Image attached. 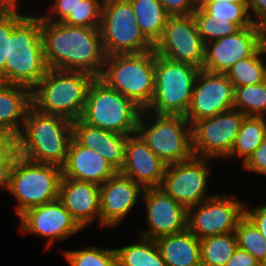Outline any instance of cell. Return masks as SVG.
<instances>
[{
	"mask_svg": "<svg viewBox=\"0 0 266 266\" xmlns=\"http://www.w3.org/2000/svg\"><path fill=\"white\" fill-rule=\"evenodd\" d=\"M257 33H258V51L260 55L263 56L266 55V30H257Z\"/></svg>",
	"mask_w": 266,
	"mask_h": 266,
	"instance_id": "obj_46",
	"label": "cell"
},
{
	"mask_svg": "<svg viewBox=\"0 0 266 266\" xmlns=\"http://www.w3.org/2000/svg\"><path fill=\"white\" fill-rule=\"evenodd\" d=\"M245 115L231 109L215 116L202 118L191 125L193 156L227 158Z\"/></svg>",
	"mask_w": 266,
	"mask_h": 266,
	"instance_id": "obj_12",
	"label": "cell"
},
{
	"mask_svg": "<svg viewBox=\"0 0 266 266\" xmlns=\"http://www.w3.org/2000/svg\"><path fill=\"white\" fill-rule=\"evenodd\" d=\"M17 8H0V82L4 83V68L8 56L9 36L14 27L26 16Z\"/></svg>",
	"mask_w": 266,
	"mask_h": 266,
	"instance_id": "obj_35",
	"label": "cell"
},
{
	"mask_svg": "<svg viewBox=\"0 0 266 266\" xmlns=\"http://www.w3.org/2000/svg\"><path fill=\"white\" fill-rule=\"evenodd\" d=\"M257 30H266V15L263 16L257 23Z\"/></svg>",
	"mask_w": 266,
	"mask_h": 266,
	"instance_id": "obj_49",
	"label": "cell"
},
{
	"mask_svg": "<svg viewBox=\"0 0 266 266\" xmlns=\"http://www.w3.org/2000/svg\"><path fill=\"white\" fill-rule=\"evenodd\" d=\"M248 6L250 17L255 24L266 15V0H248Z\"/></svg>",
	"mask_w": 266,
	"mask_h": 266,
	"instance_id": "obj_44",
	"label": "cell"
},
{
	"mask_svg": "<svg viewBox=\"0 0 266 266\" xmlns=\"http://www.w3.org/2000/svg\"><path fill=\"white\" fill-rule=\"evenodd\" d=\"M44 56L41 17L27 14L9 36L4 83L33 89L48 70Z\"/></svg>",
	"mask_w": 266,
	"mask_h": 266,
	"instance_id": "obj_3",
	"label": "cell"
},
{
	"mask_svg": "<svg viewBox=\"0 0 266 266\" xmlns=\"http://www.w3.org/2000/svg\"><path fill=\"white\" fill-rule=\"evenodd\" d=\"M144 36L155 45L161 38L169 15L159 0H129Z\"/></svg>",
	"mask_w": 266,
	"mask_h": 266,
	"instance_id": "obj_26",
	"label": "cell"
},
{
	"mask_svg": "<svg viewBox=\"0 0 266 266\" xmlns=\"http://www.w3.org/2000/svg\"><path fill=\"white\" fill-rule=\"evenodd\" d=\"M209 198L188 208L187 229L198 239L235 232L245 204L227 194Z\"/></svg>",
	"mask_w": 266,
	"mask_h": 266,
	"instance_id": "obj_11",
	"label": "cell"
},
{
	"mask_svg": "<svg viewBox=\"0 0 266 266\" xmlns=\"http://www.w3.org/2000/svg\"><path fill=\"white\" fill-rule=\"evenodd\" d=\"M143 192L140 184L117 171L100 185V226H118Z\"/></svg>",
	"mask_w": 266,
	"mask_h": 266,
	"instance_id": "obj_19",
	"label": "cell"
},
{
	"mask_svg": "<svg viewBox=\"0 0 266 266\" xmlns=\"http://www.w3.org/2000/svg\"><path fill=\"white\" fill-rule=\"evenodd\" d=\"M71 266H117L116 250L96 246L62 252Z\"/></svg>",
	"mask_w": 266,
	"mask_h": 266,
	"instance_id": "obj_34",
	"label": "cell"
},
{
	"mask_svg": "<svg viewBox=\"0 0 266 266\" xmlns=\"http://www.w3.org/2000/svg\"><path fill=\"white\" fill-rule=\"evenodd\" d=\"M237 248L235 232L203 238L200 240L201 266H225Z\"/></svg>",
	"mask_w": 266,
	"mask_h": 266,
	"instance_id": "obj_29",
	"label": "cell"
},
{
	"mask_svg": "<svg viewBox=\"0 0 266 266\" xmlns=\"http://www.w3.org/2000/svg\"><path fill=\"white\" fill-rule=\"evenodd\" d=\"M140 238V242L115 248L117 266H167L155 240Z\"/></svg>",
	"mask_w": 266,
	"mask_h": 266,
	"instance_id": "obj_28",
	"label": "cell"
},
{
	"mask_svg": "<svg viewBox=\"0 0 266 266\" xmlns=\"http://www.w3.org/2000/svg\"><path fill=\"white\" fill-rule=\"evenodd\" d=\"M41 33L49 69L81 71L99 78L106 60L99 28L41 20Z\"/></svg>",
	"mask_w": 266,
	"mask_h": 266,
	"instance_id": "obj_1",
	"label": "cell"
},
{
	"mask_svg": "<svg viewBox=\"0 0 266 266\" xmlns=\"http://www.w3.org/2000/svg\"><path fill=\"white\" fill-rule=\"evenodd\" d=\"M73 138L89 149L96 150L116 171H120L125 158L127 135L116 134L84 123L73 122Z\"/></svg>",
	"mask_w": 266,
	"mask_h": 266,
	"instance_id": "obj_23",
	"label": "cell"
},
{
	"mask_svg": "<svg viewBox=\"0 0 266 266\" xmlns=\"http://www.w3.org/2000/svg\"><path fill=\"white\" fill-rule=\"evenodd\" d=\"M99 79L145 110L155 91V51L106 56Z\"/></svg>",
	"mask_w": 266,
	"mask_h": 266,
	"instance_id": "obj_5",
	"label": "cell"
},
{
	"mask_svg": "<svg viewBox=\"0 0 266 266\" xmlns=\"http://www.w3.org/2000/svg\"><path fill=\"white\" fill-rule=\"evenodd\" d=\"M18 0H0V8H18Z\"/></svg>",
	"mask_w": 266,
	"mask_h": 266,
	"instance_id": "obj_48",
	"label": "cell"
},
{
	"mask_svg": "<svg viewBox=\"0 0 266 266\" xmlns=\"http://www.w3.org/2000/svg\"><path fill=\"white\" fill-rule=\"evenodd\" d=\"M99 30L106 56L154 50L137 24L129 0H103Z\"/></svg>",
	"mask_w": 266,
	"mask_h": 266,
	"instance_id": "obj_10",
	"label": "cell"
},
{
	"mask_svg": "<svg viewBox=\"0 0 266 266\" xmlns=\"http://www.w3.org/2000/svg\"><path fill=\"white\" fill-rule=\"evenodd\" d=\"M206 44L202 40L193 14L169 16L161 38L154 45L157 55L202 69Z\"/></svg>",
	"mask_w": 266,
	"mask_h": 266,
	"instance_id": "obj_13",
	"label": "cell"
},
{
	"mask_svg": "<svg viewBox=\"0 0 266 266\" xmlns=\"http://www.w3.org/2000/svg\"><path fill=\"white\" fill-rule=\"evenodd\" d=\"M61 177V167L33 162L18 155L11 169L8 189L18 202L17 216L31 207L58 199Z\"/></svg>",
	"mask_w": 266,
	"mask_h": 266,
	"instance_id": "obj_9",
	"label": "cell"
},
{
	"mask_svg": "<svg viewBox=\"0 0 266 266\" xmlns=\"http://www.w3.org/2000/svg\"><path fill=\"white\" fill-rule=\"evenodd\" d=\"M18 156V136L0 130V163H14Z\"/></svg>",
	"mask_w": 266,
	"mask_h": 266,
	"instance_id": "obj_39",
	"label": "cell"
},
{
	"mask_svg": "<svg viewBox=\"0 0 266 266\" xmlns=\"http://www.w3.org/2000/svg\"><path fill=\"white\" fill-rule=\"evenodd\" d=\"M169 16H187L198 7V0H159Z\"/></svg>",
	"mask_w": 266,
	"mask_h": 266,
	"instance_id": "obj_40",
	"label": "cell"
},
{
	"mask_svg": "<svg viewBox=\"0 0 266 266\" xmlns=\"http://www.w3.org/2000/svg\"><path fill=\"white\" fill-rule=\"evenodd\" d=\"M199 71L194 65L175 62L155 53V91L145 111L185 116Z\"/></svg>",
	"mask_w": 266,
	"mask_h": 266,
	"instance_id": "obj_7",
	"label": "cell"
},
{
	"mask_svg": "<svg viewBox=\"0 0 266 266\" xmlns=\"http://www.w3.org/2000/svg\"><path fill=\"white\" fill-rule=\"evenodd\" d=\"M73 139V122L31 106L18 135V155L37 163L65 165Z\"/></svg>",
	"mask_w": 266,
	"mask_h": 266,
	"instance_id": "obj_2",
	"label": "cell"
},
{
	"mask_svg": "<svg viewBox=\"0 0 266 266\" xmlns=\"http://www.w3.org/2000/svg\"><path fill=\"white\" fill-rule=\"evenodd\" d=\"M258 50L257 25L244 27L235 34L206 43L202 69L226 73L239 60L251 57Z\"/></svg>",
	"mask_w": 266,
	"mask_h": 266,
	"instance_id": "obj_18",
	"label": "cell"
},
{
	"mask_svg": "<svg viewBox=\"0 0 266 266\" xmlns=\"http://www.w3.org/2000/svg\"><path fill=\"white\" fill-rule=\"evenodd\" d=\"M248 3V0H198V3Z\"/></svg>",
	"mask_w": 266,
	"mask_h": 266,
	"instance_id": "obj_47",
	"label": "cell"
},
{
	"mask_svg": "<svg viewBox=\"0 0 266 266\" xmlns=\"http://www.w3.org/2000/svg\"><path fill=\"white\" fill-rule=\"evenodd\" d=\"M58 199L83 229L94 222V219H98L100 223V186L98 184L62 176Z\"/></svg>",
	"mask_w": 266,
	"mask_h": 266,
	"instance_id": "obj_21",
	"label": "cell"
},
{
	"mask_svg": "<svg viewBox=\"0 0 266 266\" xmlns=\"http://www.w3.org/2000/svg\"><path fill=\"white\" fill-rule=\"evenodd\" d=\"M242 166L247 171L266 175V139L254 150Z\"/></svg>",
	"mask_w": 266,
	"mask_h": 266,
	"instance_id": "obj_41",
	"label": "cell"
},
{
	"mask_svg": "<svg viewBox=\"0 0 266 266\" xmlns=\"http://www.w3.org/2000/svg\"><path fill=\"white\" fill-rule=\"evenodd\" d=\"M244 215L255 225L266 239V204L249 209L245 204Z\"/></svg>",
	"mask_w": 266,
	"mask_h": 266,
	"instance_id": "obj_42",
	"label": "cell"
},
{
	"mask_svg": "<svg viewBox=\"0 0 266 266\" xmlns=\"http://www.w3.org/2000/svg\"><path fill=\"white\" fill-rule=\"evenodd\" d=\"M257 50L251 57L239 60L226 72L234 87L266 81V64Z\"/></svg>",
	"mask_w": 266,
	"mask_h": 266,
	"instance_id": "obj_32",
	"label": "cell"
},
{
	"mask_svg": "<svg viewBox=\"0 0 266 266\" xmlns=\"http://www.w3.org/2000/svg\"><path fill=\"white\" fill-rule=\"evenodd\" d=\"M117 171L96 150L71 140L65 165L62 167L64 178L86 181L102 185Z\"/></svg>",
	"mask_w": 266,
	"mask_h": 266,
	"instance_id": "obj_22",
	"label": "cell"
},
{
	"mask_svg": "<svg viewBox=\"0 0 266 266\" xmlns=\"http://www.w3.org/2000/svg\"><path fill=\"white\" fill-rule=\"evenodd\" d=\"M212 19H230L234 23H254L249 14L248 3H198Z\"/></svg>",
	"mask_w": 266,
	"mask_h": 266,
	"instance_id": "obj_36",
	"label": "cell"
},
{
	"mask_svg": "<svg viewBox=\"0 0 266 266\" xmlns=\"http://www.w3.org/2000/svg\"><path fill=\"white\" fill-rule=\"evenodd\" d=\"M14 163H0V189H9L10 174Z\"/></svg>",
	"mask_w": 266,
	"mask_h": 266,
	"instance_id": "obj_45",
	"label": "cell"
},
{
	"mask_svg": "<svg viewBox=\"0 0 266 266\" xmlns=\"http://www.w3.org/2000/svg\"><path fill=\"white\" fill-rule=\"evenodd\" d=\"M20 230L47 238L46 250L55 240L70 238L83 230L59 199L27 209L19 216Z\"/></svg>",
	"mask_w": 266,
	"mask_h": 266,
	"instance_id": "obj_16",
	"label": "cell"
},
{
	"mask_svg": "<svg viewBox=\"0 0 266 266\" xmlns=\"http://www.w3.org/2000/svg\"><path fill=\"white\" fill-rule=\"evenodd\" d=\"M234 109L245 116L266 117V81L235 87Z\"/></svg>",
	"mask_w": 266,
	"mask_h": 266,
	"instance_id": "obj_31",
	"label": "cell"
},
{
	"mask_svg": "<svg viewBox=\"0 0 266 266\" xmlns=\"http://www.w3.org/2000/svg\"><path fill=\"white\" fill-rule=\"evenodd\" d=\"M166 164L137 134L127 136L124 163L119 171L144 189L159 188Z\"/></svg>",
	"mask_w": 266,
	"mask_h": 266,
	"instance_id": "obj_20",
	"label": "cell"
},
{
	"mask_svg": "<svg viewBox=\"0 0 266 266\" xmlns=\"http://www.w3.org/2000/svg\"><path fill=\"white\" fill-rule=\"evenodd\" d=\"M31 106V89L0 82V130L18 136Z\"/></svg>",
	"mask_w": 266,
	"mask_h": 266,
	"instance_id": "obj_24",
	"label": "cell"
},
{
	"mask_svg": "<svg viewBox=\"0 0 266 266\" xmlns=\"http://www.w3.org/2000/svg\"><path fill=\"white\" fill-rule=\"evenodd\" d=\"M94 78L81 71L48 69L32 89V106L42 113L74 122L83 113L87 91Z\"/></svg>",
	"mask_w": 266,
	"mask_h": 266,
	"instance_id": "obj_4",
	"label": "cell"
},
{
	"mask_svg": "<svg viewBox=\"0 0 266 266\" xmlns=\"http://www.w3.org/2000/svg\"><path fill=\"white\" fill-rule=\"evenodd\" d=\"M225 266H262V265H260L258 261L250 253L238 247Z\"/></svg>",
	"mask_w": 266,
	"mask_h": 266,
	"instance_id": "obj_43",
	"label": "cell"
},
{
	"mask_svg": "<svg viewBox=\"0 0 266 266\" xmlns=\"http://www.w3.org/2000/svg\"><path fill=\"white\" fill-rule=\"evenodd\" d=\"M235 235L238 247L250 253L260 265L266 266V239L245 215L239 220Z\"/></svg>",
	"mask_w": 266,
	"mask_h": 266,
	"instance_id": "obj_33",
	"label": "cell"
},
{
	"mask_svg": "<svg viewBox=\"0 0 266 266\" xmlns=\"http://www.w3.org/2000/svg\"><path fill=\"white\" fill-rule=\"evenodd\" d=\"M81 0H55L49 9L51 12L40 15L41 20L63 22L70 13H74ZM58 17V18H57Z\"/></svg>",
	"mask_w": 266,
	"mask_h": 266,
	"instance_id": "obj_38",
	"label": "cell"
},
{
	"mask_svg": "<svg viewBox=\"0 0 266 266\" xmlns=\"http://www.w3.org/2000/svg\"><path fill=\"white\" fill-rule=\"evenodd\" d=\"M148 230L142 237L157 239L187 230L188 208L166 195L160 188H146L142 194Z\"/></svg>",
	"mask_w": 266,
	"mask_h": 266,
	"instance_id": "obj_17",
	"label": "cell"
},
{
	"mask_svg": "<svg viewBox=\"0 0 266 266\" xmlns=\"http://www.w3.org/2000/svg\"><path fill=\"white\" fill-rule=\"evenodd\" d=\"M141 112L132 100L94 78L80 119L105 131L129 136L136 133Z\"/></svg>",
	"mask_w": 266,
	"mask_h": 266,
	"instance_id": "obj_6",
	"label": "cell"
},
{
	"mask_svg": "<svg viewBox=\"0 0 266 266\" xmlns=\"http://www.w3.org/2000/svg\"><path fill=\"white\" fill-rule=\"evenodd\" d=\"M235 87L226 73L200 69L193 87L192 99L185 118L192 125L202 118L234 109Z\"/></svg>",
	"mask_w": 266,
	"mask_h": 266,
	"instance_id": "obj_15",
	"label": "cell"
},
{
	"mask_svg": "<svg viewBox=\"0 0 266 266\" xmlns=\"http://www.w3.org/2000/svg\"><path fill=\"white\" fill-rule=\"evenodd\" d=\"M155 242L167 266H201L200 239L188 229Z\"/></svg>",
	"mask_w": 266,
	"mask_h": 266,
	"instance_id": "obj_25",
	"label": "cell"
},
{
	"mask_svg": "<svg viewBox=\"0 0 266 266\" xmlns=\"http://www.w3.org/2000/svg\"><path fill=\"white\" fill-rule=\"evenodd\" d=\"M265 139L266 117L245 116L227 159L242 157L244 164Z\"/></svg>",
	"mask_w": 266,
	"mask_h": 266,
	"instance_id": "obj_27",
	"label": "cell"
},
{
	"mask_svg": "<svg viewBox=\"0 0 266 266\" xmlns=\"http://www.w3.org/2000/svg\"><path fill=\"white\" fill-rule=\"evenodd\" d=\"M198 32L206 43L232 35L244 27L253 26L255 23H234L230 19H212V16L202 7H197L193 12Z\"/></svg>",
	"mask_w": 266,
	"mask_h": 266,
	"instance_id": "obj_30",
	"label": "cell"
},
{
	"mask_svg": "<svg viewBox=\"0 0 266 266\" xmlns=\"http://www.w3.org/2000/svg\"><path fill=\"white\" fill-rule=\"evenodd\" d=\"M103 0H81L74 13L63 21L70 26L99 28Z\"/></svg>",
	"mask_w": 266,
	"mask_h": 266,
	"instance_id": "obj_37",
	"label": "cell"
},
{
	"mask_svg": "<svg viewBox=\"0 0 266 266\" xmlns=\"http://www.w3.org/2000/svg\"><path fill=\"white\" fill-rule=\"evenodd\" d=\"M136 133L166 165L182 162L193 156L191 124L185 116L151 114L142 110Z\"/></svg>",
	"mask_w": 266,
	"mask_h": 266,
	"instance_id": "obj_8",
	"label": "cell"
},
{
	"mask_svg": "<svg viewBox=\"0 0 266 266\" xmlns=\"http://www.w3.org/2000/svg\"><path fill=\"white\" fill-rule=\"evenodd\" d=\"M208 161L209 158L192 156L188 160L166 165L159 188L187 208L201 203L209 198L206 195Z\"/></svg>",
	"mask_w": 266,
	"mask_h": 266,
	"instance_id": "obj_14",
	"label": "cell"
}]
</instances>
